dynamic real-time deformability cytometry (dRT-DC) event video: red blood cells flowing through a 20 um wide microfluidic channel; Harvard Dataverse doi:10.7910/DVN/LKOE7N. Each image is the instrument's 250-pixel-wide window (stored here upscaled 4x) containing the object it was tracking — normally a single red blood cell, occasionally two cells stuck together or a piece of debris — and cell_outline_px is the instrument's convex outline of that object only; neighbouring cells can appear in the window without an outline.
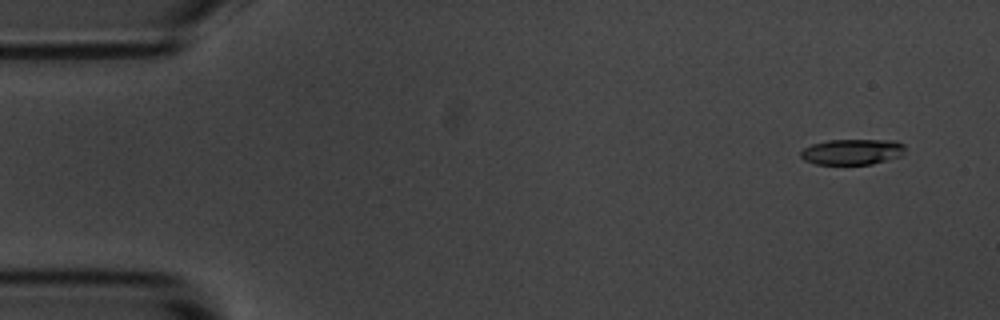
{"species": "common noctule bat (a hibernating species)", "species_latin": "Nyctalus noctula", "temperature_condition": "room temperature", "stored_images_in_passage": 55, "camera_frame_rate_fps": 3000, "um_per_image_px": 0.085, "animal": {"sex": "male", "body_mass_g": 20.1, "forearm_length_mm": 53.5}, "frame": {"image": 1, "passage_image": 4, "time_ms": 1.0, "image_size_px": [1000, 320], "cell_outline_px": [[904, 148], [900, 156], [872, 164], [816, 164], [804, 160], [800, 156], [800, 152], [804, 148], [812, 144], [828, 140], [896, 140], [904, 144]], "centroid_in_image_um": [72.42, 12.9], "position_along_channel_um": 12.6, "area_um2": 15.55}}
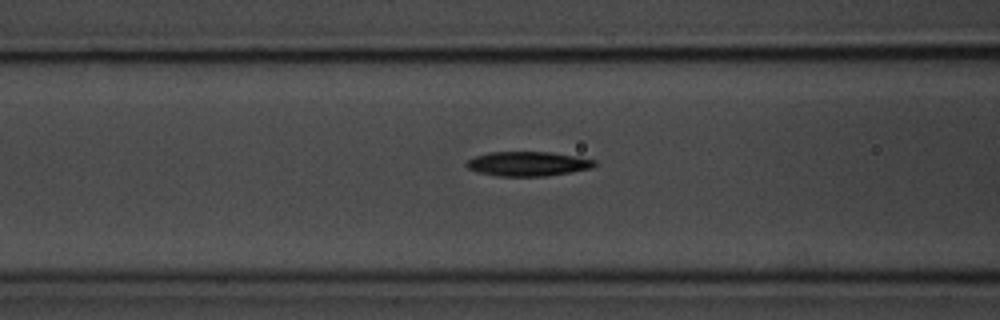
{"frame": {"image": 2, "passage_image": 22, "time_ms": 7.0, "image_size_px": [1000, 320], "cell_outline_px": [[596, 164], [592, 168], [572, 172], [544, 176], [496, 176], [476, 172], [468, 168], [464, 164], [468, 160], [476, 156], [488, 152], [552, 152], [576, 156], [596, 160]], "centroid_in_image_um": [44.86, 13.92], "position_along_channel_um": 121.7, "area_um2": 18.38}}
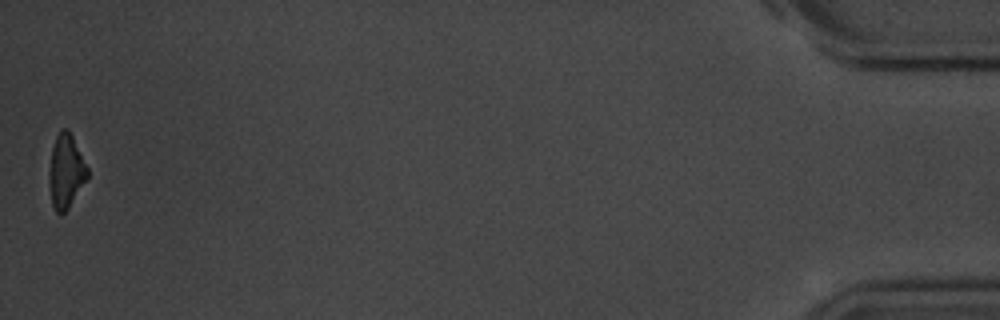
{"frame": {"image": 3, "passage_image": 55, "time_ms": 18.0, "image_size_px": [1000, 320], "cell_outline_px": [[88, 176], [68, 208], [60, 216], [56, 212], [52, 204], [48, 180], [48, 172], [52, 148], [56, 136], [60, 128], [68, 128], [88, 168]], "centroid_in_image_um": [5.57, 14.55], "position_along_channel_um": 429.6, "area_um2": 16.42}, "authors_computed_cell_mechanics": {"area_um2": 17.6868, "velocity_mm_per_s": 3.6738, "shape_relaxation_time_tau1_ms": 2.5517, "shape_relaxation_time_tau2_ms": 8.8709, "deformation_change_tau1": 0.1587, "deformation_change_tau2": 0.2131}}